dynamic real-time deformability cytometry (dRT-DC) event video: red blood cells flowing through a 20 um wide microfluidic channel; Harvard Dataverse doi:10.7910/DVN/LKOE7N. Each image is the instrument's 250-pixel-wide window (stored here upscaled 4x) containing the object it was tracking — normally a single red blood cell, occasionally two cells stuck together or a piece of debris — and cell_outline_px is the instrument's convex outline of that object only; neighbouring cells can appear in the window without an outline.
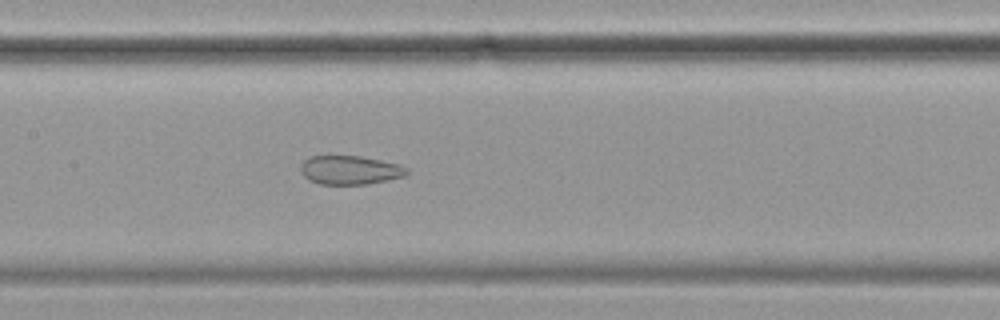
{"species": "common noctule bat (a hibernating species)", "species_latin": "Nyctalus noctula", "temperature_condition": "cold", "stored_images_in_passage": 49, "camera_frame_rate_fps": 3000, "um_per_image_px": 0.085, "animal": {"sex": "female", "body_mass_g": 19.9}, "frame": {"image": 1, "passage_image": 26, "time_ms": 8.333, "image_size_px": [1000, 320], "cell_outline_px": [[408, 172], [404, 176], [388, 180], [368, 184], [320, 184], [308, 180], [300, 172], [300, 164], [304, 160], [312, 156], [328, 152], [360, 156], [400, 164], [408, 168]], "centroid_in_image_um": [29.69, 14.41], "position_along_channel_um": 177.7, "area_um2": 18.61}}
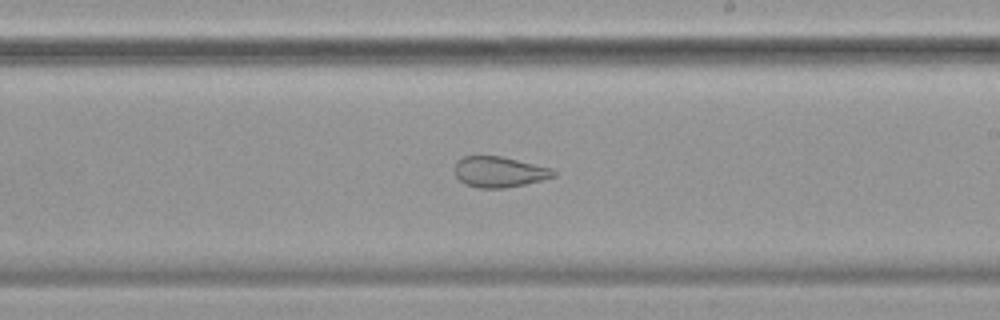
{"frame": {"image": 2, "passage_image": 32, "time_ms": 10.333, "image_size_px": [1000, 320], "cell_outline_px": [[556, 176], [524, 184], [504, 188], [480, 188], [464, 184], [456, 176], [456, 160], [464, 156], [500, 156], [552, 168], [556, 172]], "centroid_in_image_um": [42.43, 14.61], "position_along_channel_um": 246.6, "area_um2": 17.51}}
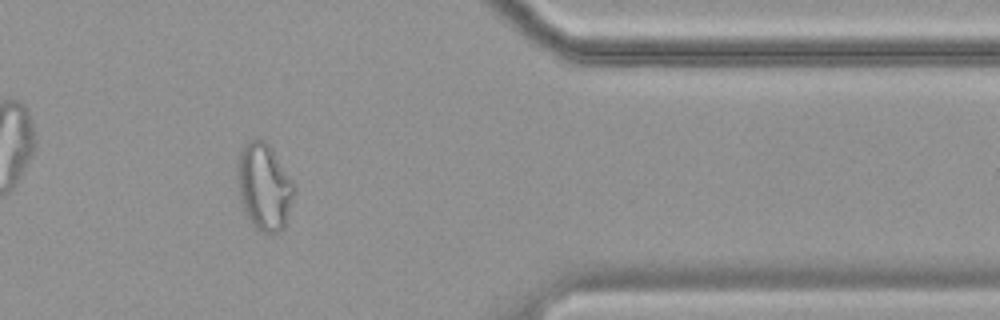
{"frame": {"image": 3, "passage_image": 46, "time_ms": 15.0, "image_size_px": [1000, 320], "cell_outline_px": [[296, 188], [284, 228], [280, 232], [264, 232], [256, 228], [248, 220], [244, 212], [236, 184], [236, 164], [240, 152], [244, 144], [248, 140], [264, 140], [272, 148], [296, 184]], "centroid_in_image_um": [22.44, 15.86], "position_along_channel_um": 389.0, "area_um2": 29.19}, "authors_computed_cell_mechanics": {"area_um2": 23.8714, "velocity_mm_per_s": 3.4639, "shape_relaxation_time_tau1_ms": null, "shape_relaxation_time_tau2_ms": 1.8236, "deformation_change_tau1": null, "deformation_change_tau2": 0.0898}}